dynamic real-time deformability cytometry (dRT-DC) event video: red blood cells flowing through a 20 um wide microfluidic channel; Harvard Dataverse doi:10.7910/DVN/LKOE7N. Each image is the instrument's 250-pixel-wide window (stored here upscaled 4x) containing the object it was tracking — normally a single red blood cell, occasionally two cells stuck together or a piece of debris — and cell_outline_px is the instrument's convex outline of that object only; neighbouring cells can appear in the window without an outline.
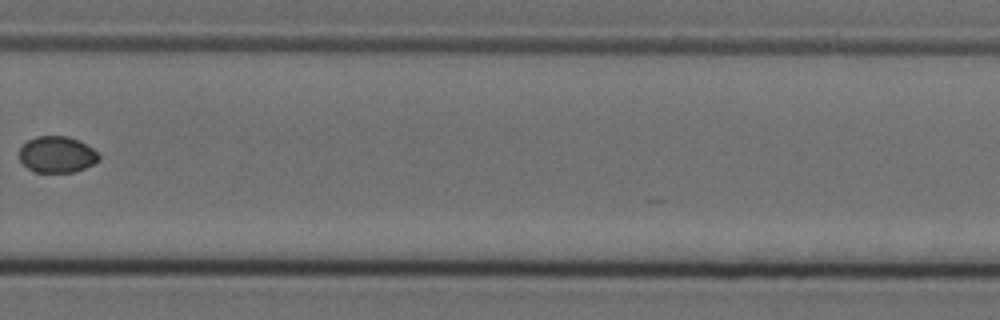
{"species": "Egyptian fruit bat (a non-hibernating species)", "species_latin": "Rousettus aegyptiacus", "temperature_condition": "cold", "stored_images_in_passage": 15, "camera_frame_rate_fps": 3000, "um_per_image_px": 0.085, "animal": {"sex": "female"}, "frame": {"image": 1, "passage_image": 11, "time_ms": 3.333, "image_size_px": [1000, 320], "cell_outline_px": [[100, 160], [76, 172], [32, 172], [20, 160], [20, 148], [28, 140], [36, 136], [68, 136], [80, 140], [92, 148], [100, 156]], "centroid_in_image_um": [4.85, 13.13], "position_along_channel_um": 324.9, "area_um2": 16.88}}